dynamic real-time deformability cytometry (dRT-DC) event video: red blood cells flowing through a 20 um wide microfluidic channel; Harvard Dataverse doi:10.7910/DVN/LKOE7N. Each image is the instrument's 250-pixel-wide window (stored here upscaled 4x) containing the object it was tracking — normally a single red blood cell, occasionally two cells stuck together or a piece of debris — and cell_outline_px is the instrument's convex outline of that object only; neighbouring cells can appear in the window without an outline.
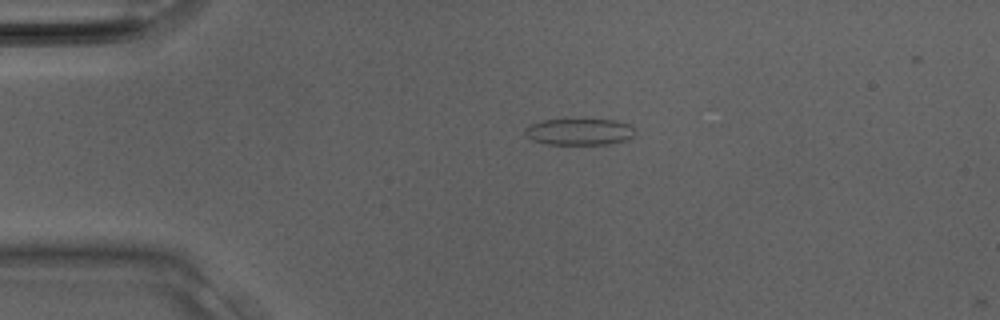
{"species": "Egyptian fruit bat (a non-hibernating species)", "species_latin": "Rousettus aegyptiacus", "temperature_condition": "room temperature", "stored_images_in_passage": 2, "camera_frame_rate_fps": 3000, "um_per_image_px": 0.085, "animal": {"sex": "male"}, "frame": {"image": 1, "passage_image": 1, "time_ms": 0.0, "image_size_px": [1000, 320], "cell_outline_px": [[636, 132], [628, 140], [608, 144], [548, 144], [532, 140], [524, 132], [524, 128], [528, 124], [540, 120], [580, 116], [616, 120], [628, 124]], "centroid_in_image_um": [49.22, 11.13], "position_along_channel_um": 35.8, "area_um2": 18.09}}